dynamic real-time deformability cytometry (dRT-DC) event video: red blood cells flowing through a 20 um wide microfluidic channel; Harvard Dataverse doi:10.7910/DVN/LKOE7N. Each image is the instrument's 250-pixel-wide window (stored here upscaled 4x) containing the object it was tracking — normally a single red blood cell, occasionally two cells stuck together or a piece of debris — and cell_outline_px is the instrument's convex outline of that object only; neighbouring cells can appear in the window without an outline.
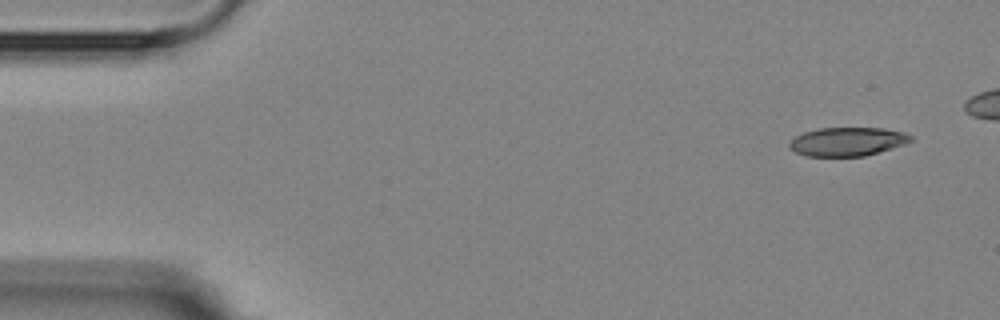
{"species": "Egyptian fruit bat (a non-hibernating species)", "species_latin": "Rousettus aegyptiacus", "temperature_condition": "room temperature", "stored_images_in_passage": 5, "camera_frame_rate_fps": 3000, "um_per_image_px": 0.085, "animal": {"sex": "female"}, "frame": {"image": 1, "passage_image": 1, "time_ms": 0.0, "image_size_px": [1000, 320], "cell_outline_px": [[912, 140], [904, 144], [864, 156], [804, 156], [788, 148], [788, 144], [796, 136], [804, 132], [820, 128], [884, 128], [904, 132], [912, 136]], "centroid_in_image_um": [72.01, 12.03], "position_along_channel_um": 13.0, "area_um2": 20.17}}